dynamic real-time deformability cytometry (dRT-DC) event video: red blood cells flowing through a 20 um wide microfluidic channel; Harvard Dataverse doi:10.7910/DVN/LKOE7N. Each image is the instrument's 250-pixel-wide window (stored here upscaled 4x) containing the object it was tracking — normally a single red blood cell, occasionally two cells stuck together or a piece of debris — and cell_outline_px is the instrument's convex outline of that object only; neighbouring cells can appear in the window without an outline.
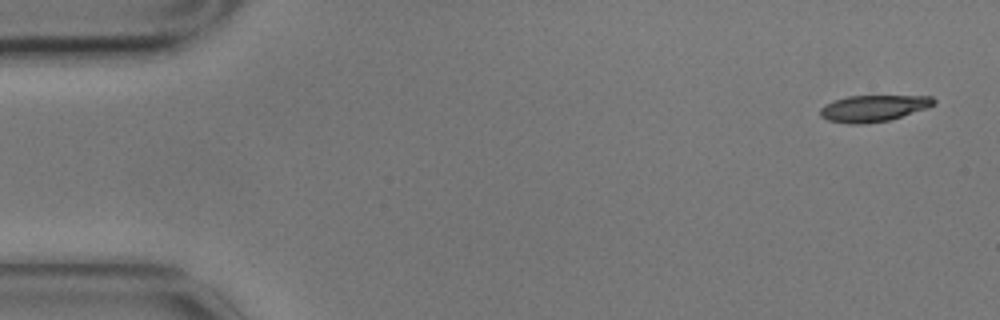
{"species": "common noctule bat (a hibernating species)", "species_latin": "Nyctalus noctula", "temperature_condition": "cold", "stored_images_in_passage": 6, "camera_frame_rate_fps": 3000, "um_per_image_px": 0.085, "animal": {"sex": "male", "body_mass_g": 17.9}, "frame": {"image": 1, "passage_image": 1, "time_ms": 0.0, "image_size_px": [1000, 320], "cell_outline_px": [[936, 104], [928, 108], [888, 120], [864, 124], [848, 124], [828, 120], [820, 116], [820, 108], [824, 104], [848, 96], [932, 96], [936, 100]], "centroid_in_image_um": [74.25, 9.2], "position_along_channel_um": 10.8, "area_um2": 17.51}}
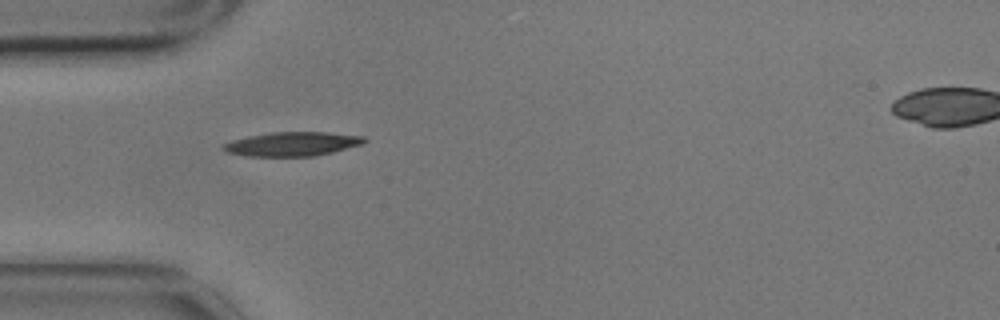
{"frame": {"image": 2, "passage_image": 5, "time_ms": 1.333, "image_size_px": [1000, 320], "cell_outline_px": [[368, 140], [364, 144], [332, 152], [312, 156], [248, 156], [228, 152], [220, 148], [224, 144], [232, 140], [248, 136], [272, 132], [328, 132], [364, 136]], "centroid_in_image_um": [24.88, 12.23], "position_along_channel_um": 60.1, "area_um2": 19.77}}